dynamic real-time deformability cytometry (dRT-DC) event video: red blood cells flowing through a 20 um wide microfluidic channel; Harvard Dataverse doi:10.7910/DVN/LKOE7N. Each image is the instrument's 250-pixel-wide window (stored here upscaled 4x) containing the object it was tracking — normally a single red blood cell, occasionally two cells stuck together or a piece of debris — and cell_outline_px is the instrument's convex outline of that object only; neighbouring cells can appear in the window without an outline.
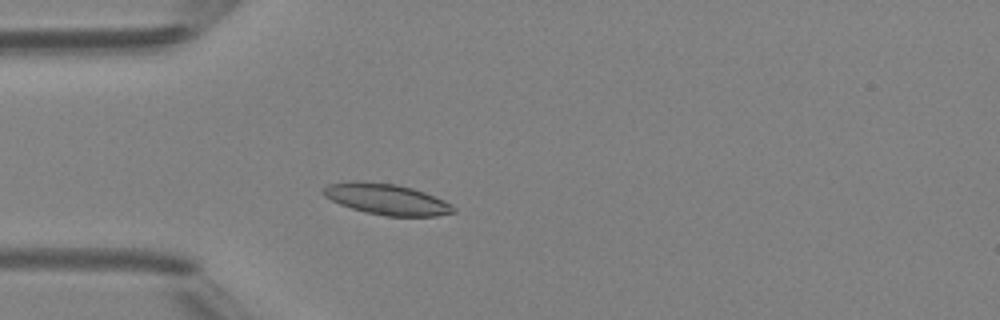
{"species": "Egyptian fruit bat (a non-hibernating species)", "species_latin": "Rousettus aegyptiacus", "temperature_condition": "room temperature", "stored_images_in_passage": 3, "camera_frame_rate_fps": 3000, "um_per_image_px": 0.085, "animal": {"sex": "female"}, "frame": {"image": 1, "passage_image": 3, "time_ms": 3.333, "image_size_px": [1000, 320], "cell_outline_px": [[456, 212], [436, 216], [388, 216], [368, 212], [352, 208], [340, 204], [324, 196], [320, 192], [328, 184], [352, 180], [360, 180], [396, 184], [412, 188], [424, 192], [444, 200], [452, 204], [456, 208]], "centroid_in_image_um": [32.86, 16.92], "position_along_channel_um": 52.1, "area_um2": 23.52}}